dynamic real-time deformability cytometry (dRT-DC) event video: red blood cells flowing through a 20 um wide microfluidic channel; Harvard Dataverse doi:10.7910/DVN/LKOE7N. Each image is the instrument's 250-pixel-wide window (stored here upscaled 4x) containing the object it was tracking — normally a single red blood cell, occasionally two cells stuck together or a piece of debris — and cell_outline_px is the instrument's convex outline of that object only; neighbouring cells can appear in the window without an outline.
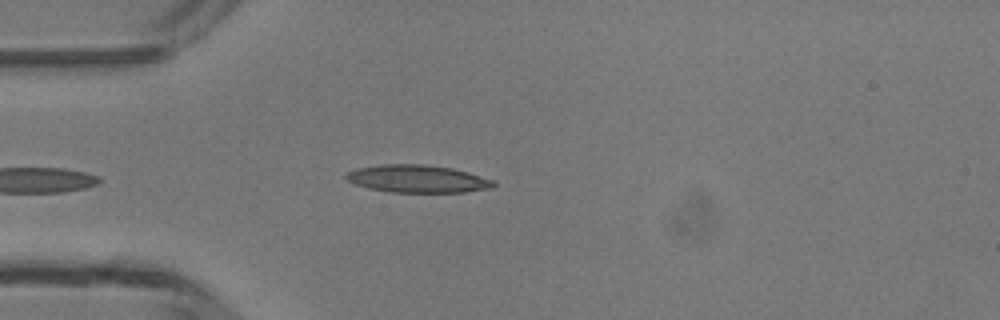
{"species": "common noctule bat (a hibernating species)", "species_latin": "Nyctalus noctula", "temperature_condition": "room temperature", "stored_images_in_passage": 4, "camera_frame_rate_fps": 3000, "um_per_image_px": 0.085, "animal": {"sex": "male", "body_mass_g": 13.3}, "frame": {"image": 1, "passage_image": 4, "time_ms": 3.333, "image_size_px": [1000, 320], "cell_outline_px": [[496, 184], [492, 188], [464, 192], [388, 192], [368, 188], [356, 184], [348, 180], [344, 176], [348, 172], [356, 168], [380, 164], [424, 164], [452, 168], [468, 172], [492, 180]], "centroid_in_image_um": [35.47, 15.19], "position_along_channel_um": 49.5, "area_um2": 23.7}}